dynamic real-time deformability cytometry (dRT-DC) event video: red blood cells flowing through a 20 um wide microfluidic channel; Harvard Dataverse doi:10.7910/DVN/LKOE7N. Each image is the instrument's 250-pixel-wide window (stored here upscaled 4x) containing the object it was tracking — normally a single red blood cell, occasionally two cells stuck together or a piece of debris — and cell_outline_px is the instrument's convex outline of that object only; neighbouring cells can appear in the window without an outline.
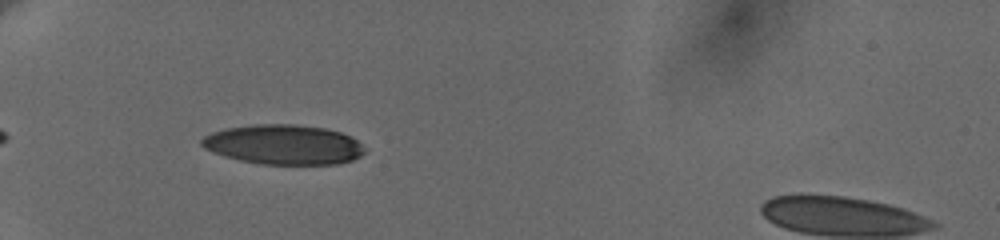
{"species": "human", "species_latin": "Homo sapiens", "temperature_condition": "cold", "stored_images_in_passage": 7, "camera_frame_rate_fps": 3000, "um_per_image_px": 0.085, "donor": {"sex": "female"}, "frame": {"image": 1, "passage_image": 1, "time_ms": 0.0, "image_size_px": [1000, 240], "cell_outline_px": [[364, 152], [360, 156], [352, 160], [336, 164], [264, 164], [240, 160], [224, 156], [204, 148], [200, 144], [200, 140], [204, 136], [212, 132], [224, 128], [256, 124], [292, 124], [324, 128], [340, 132], [356, 140], [364, 148]], "centroid_in_image_um": [24.07, 12.28], "position_along_channel_um": 60.9, "area_um2": 37.57}}
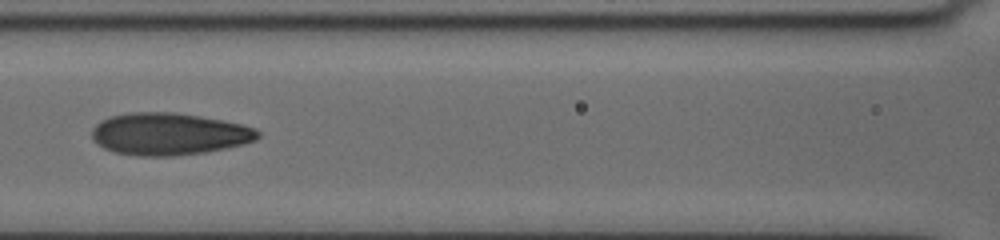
{"frame": {"image": 2, "passage_image": 4, "time_ms": 3.0, "image_size_px": [1000, 240], "cell_outline_px": [[260, 136], [256, 140], [244, 144], [204, 152], [168, 156], [140, 156], [116, 152], [104, 148], [92, 136], [92, 128], [96, 124], [112, 116], [132, 112], [176, 112], [200, 116], [244, 124], [256, 128], [260, 132]], "centroid_in_image_um": [14.42, 11.38], "position_along_channel_um": 152.2, "area_um2": 40.52}}
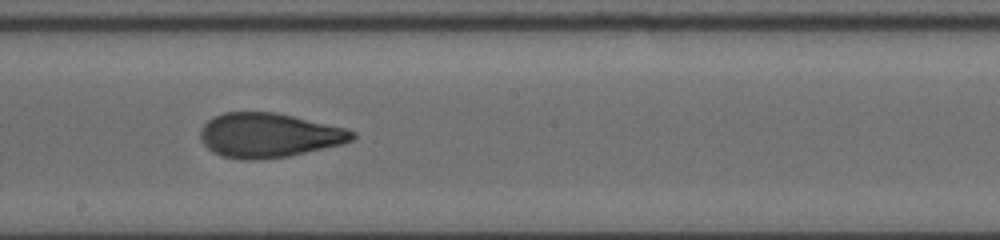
{"frame": {"image": 3, "passage_image": 6, "time_ms": 5.0, "image_size_px": [1000, 240], "cell_outline_px": [[356, 136], [352, 140], [340, 144], [288, 156], [260, 160], [240, 160], [224, 156], [208, 148], [204, 144], [200, 136], [200, 128], [208, 120], [224, 112], [276, 112], [348, 128], [356, 132]], "centroid_in_image_um": [22.86, 11.49], "position_along_channel_um": 225.3, "area_um2": 39.25}}